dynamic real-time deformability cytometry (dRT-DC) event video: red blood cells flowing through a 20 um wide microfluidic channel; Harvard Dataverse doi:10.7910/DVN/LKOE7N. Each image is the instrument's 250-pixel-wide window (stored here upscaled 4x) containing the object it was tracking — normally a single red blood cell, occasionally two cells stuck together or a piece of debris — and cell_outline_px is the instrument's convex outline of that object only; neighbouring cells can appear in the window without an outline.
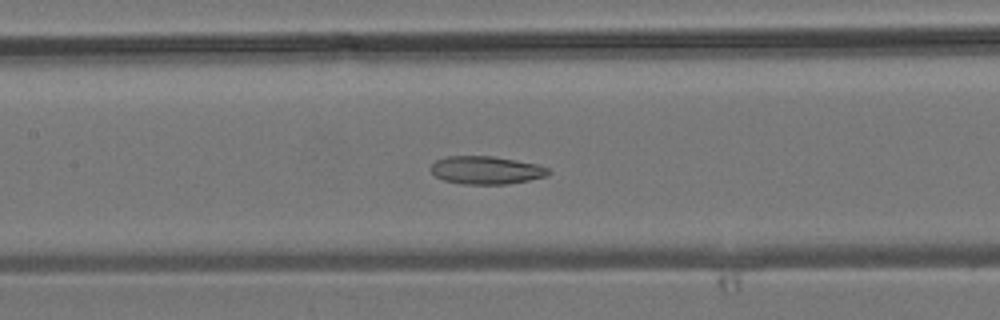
{"species": "common noctule bat (a hibernating species)", "species_latin": "Nyctalus noctula", "temperature_condition": "room temperature", "stored_images_in_passage": 41, "camera_frame_rate_fps": 3000, "um_per_image_px": 0.085, "animal": {"sex": "male", "body_mass_g": 19.2, "forearm_length_mm": 51.8}, "frame": {"image": 1, "passage_image": 16, "time_ms": 5.0, "image_size_px": [1000, 320], "cell_outline_px": [[552, 172], [548, 176], [508, 184], [464, 184], [444, 180], [436, 176], [432, 172], [432, 164], [436, 160], [448, 156], [492, 156], [540, 164], [548, 168]], "centroid_in_image_um": [41.39, 14.46], "position_along_channel_um": 166.0, "area_um2": 19.19}}
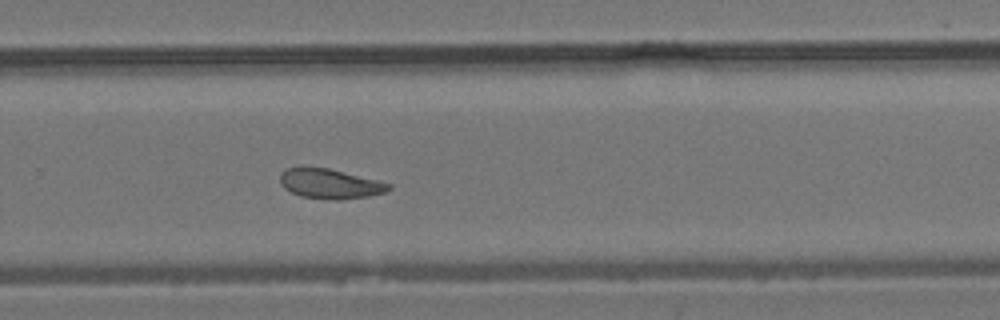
{"frame": {"image": 2, "passage_image": 25, "time_ms": 8.0, "image_size_px": [1000, 320], "cell_outline_px": [[392, 188], [384, 192], [368, 196], [340, 200], [336, 200], [300, 196], [284, 188], [280, 184], [280, 172], [288, 168], [300, 164], [304, 164], [328, 168], [392, 184]], "centroid_in_image_um": [27.97, 15.58], "position_along_channel_um": 301.8, "area_um2": 19.19}}
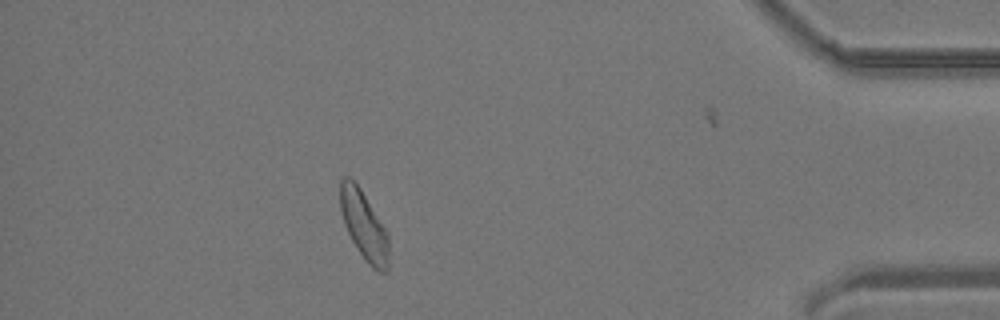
{"frame": {"image": 3, "passage_image": 35, "time_ms": 11.333, "image_size_px": [1000, 320], "cell_outline_px": [[388, 272], [376, 272], [364, 260], [352, 240], [344, 224], [340, 208], [340, 180], [344, 176], [348, 176], [360, 188], [388, 232]], "centroid_in_image_um": [30.94, 19.19], "position_along_channel_um": 404.3, "area_um2": 19.48}}